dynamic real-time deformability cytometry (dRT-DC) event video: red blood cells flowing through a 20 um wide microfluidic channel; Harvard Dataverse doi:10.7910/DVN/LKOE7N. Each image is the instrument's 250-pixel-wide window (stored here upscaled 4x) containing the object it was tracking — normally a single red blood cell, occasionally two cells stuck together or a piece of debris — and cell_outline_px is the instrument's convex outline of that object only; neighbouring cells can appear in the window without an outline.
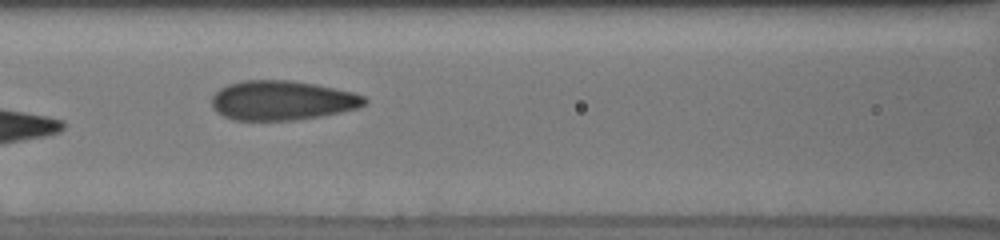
{"species": "human", "species_latin": "Homo sapiens", "temperature_condition": "cold", "stored_images_in_passage": 15, "camera_frame_rate_fps": 3000, "um_per_image_px": 0.085, "donor": {"sex": "male"}, "frame": {"image": 1, "passage_image": 11, "time_ms": 9.333, "image_size_px": [1000, 240], "cell_outline_px": [[368, 100], [360, 108], [320, 116], [296, 120], [232, 120], [216, 112], [212, 108], [212, 96], [220, 88], [228, 84], [240, 80], [292, 80], [316, 84], [352, 92], [364, 96]], "centroid_in_image_um": [23.96, 8.53], "position_along_channel_um": 142.6, "area_um2": 35.37}}
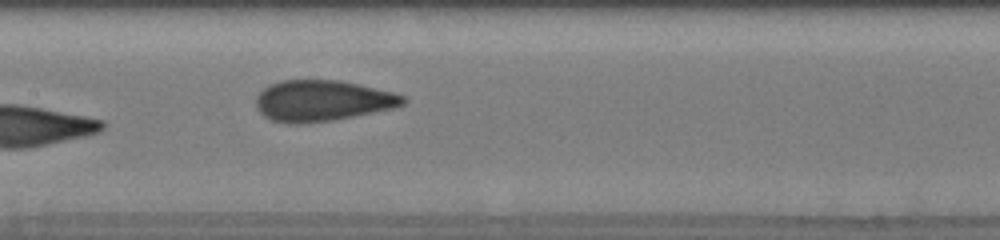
{"frame": {"image": 2, "passage_image": 13, "time_ms": 10.333, "image_size_px": [1000, 240], "cell_outline_px": [[408, 100], [404, 104], [396, 108], [332, 120], [300, 124], [288, 124], [272, 120], [264, 116], [256, 108], [256, 96], [268, 84], [284, 80], [340, 80], [360, 84], [392, 92], [404, 96]], "centroid_in_image_um": [27.4, 8.56], "position_along_channel_um": 180.0, "area_um2": 35.32}}